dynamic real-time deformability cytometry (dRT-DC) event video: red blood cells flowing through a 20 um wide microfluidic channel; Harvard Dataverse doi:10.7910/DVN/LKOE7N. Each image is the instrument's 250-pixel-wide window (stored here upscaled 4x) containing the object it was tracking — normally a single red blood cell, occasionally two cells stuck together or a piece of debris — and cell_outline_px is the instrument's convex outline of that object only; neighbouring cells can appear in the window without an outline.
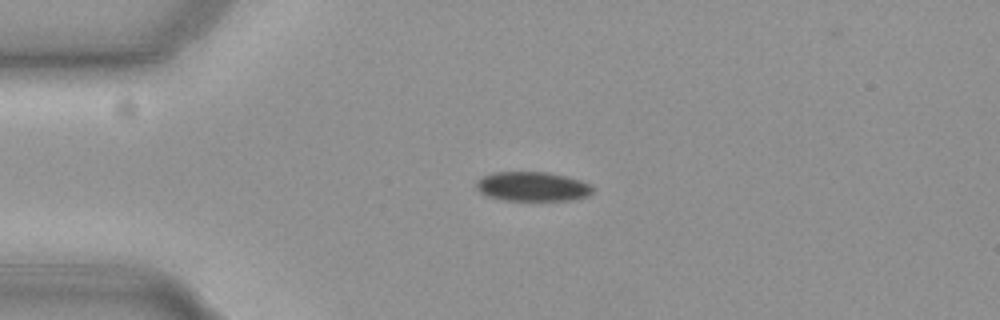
{"species": "common noctule bat (a hibernating species)", "species_latin": "Nyctalus noctula", "temperature_condition": "cold", "stored_images_in_passage": 44, "camera_frame_rate_fps": 3000, "um_per_image_px": 0.085, "animal": {"sex": "female", "body_mass_g": 19.3, "forearm_length_mm": 54.1}, "frame": {"image": 1, "passage_image": 1, "time_ms": 0.0, "image_size_px": [1000, 320], "cell_outline_px": [[592, 192], [588, 196], [568, 200], [504, 200], [488, 196], [480, 192], [476, 188], [476, 184], [484, 176], [492, 172], [548, 172], [568, 176], [580, 180], [588, 184], [592, 188]], "centroid_in_image_um": [45.26, 15.85], "position_along_channel_um": 39.7, "area_um2": 19.77}}
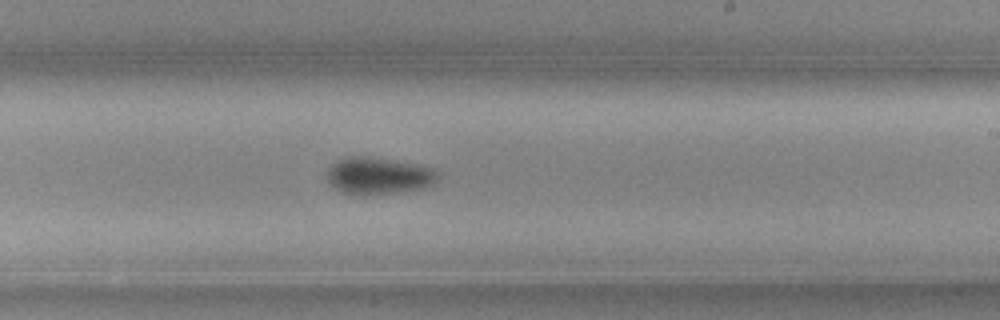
{"frame": {"image": 2, "passage_image": 21, "time_ms": 6.667, "image_size_px": [1000, 320], "cell_outline_px": [[440, 176], [432, 184], [424, 188], [368, 196], [352, 196], [340, 192], [328, 184], [324, 176], [328, 168], [336, 160], [348, 156], [368, 156], [412, 164], [432, 168], [440, 172]], "centroid_in_image_um": [32.07, 14.97], "position_along_channel_um": 256.9, "area_um2": 24.45}}
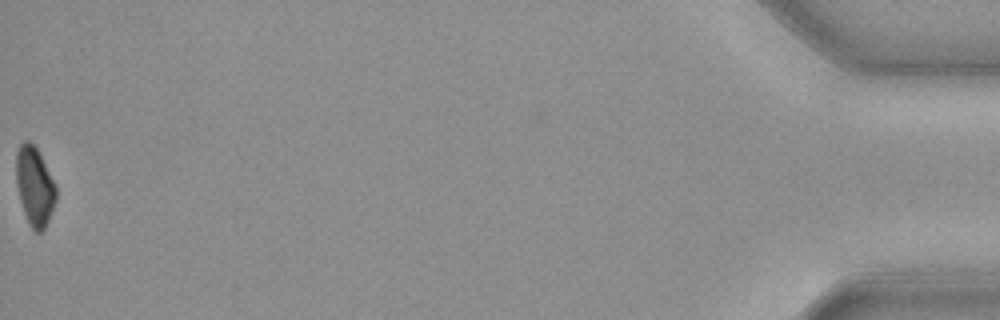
{"frame": {"image": 3, "passage_image": 44, "time_ms": 14.333, "image_size_px": [1000, 320], "cell_outline_px": [[56, 200], [52, 212], [44, 228], [40, 232], [36, 232], [28, 224], [20, 200], [16, 184], [16, 152], [20, 144], [24, 140], [28, 140], [36, 148], [56, 184]], "centroid_in_image_um": [2.94, 15.83], "position_along_channel_um": 432.3, "area_um2": 18.26}, "authors_computed_cell_mechanics": {"area_um2": 21.5016, "velocity_mm_per_s": 3.6965, "shape_relaxation_time_tau1_ms": 9.1919, "shape_relaxation_time_tau2_ms": null, "deformation_change_tau1": 0.1311, "deformation_change_tau2": null}}